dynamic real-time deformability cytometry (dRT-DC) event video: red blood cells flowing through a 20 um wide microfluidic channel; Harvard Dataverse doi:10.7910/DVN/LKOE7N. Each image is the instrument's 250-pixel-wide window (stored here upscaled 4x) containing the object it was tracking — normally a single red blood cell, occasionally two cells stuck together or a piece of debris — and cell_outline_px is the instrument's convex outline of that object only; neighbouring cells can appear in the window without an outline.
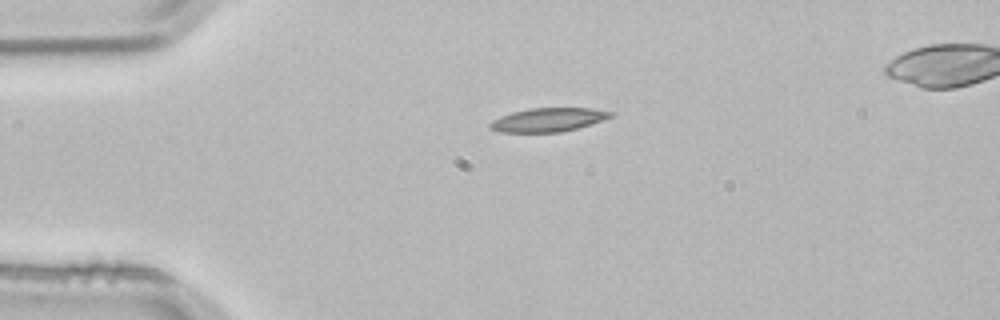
{"species": "common noctule bat (a hibernating species)", "species_latin": "Nyctalus noctula", "temperature_condition": "room temperature", "stored_images_in_passage": 2, "camera_frame_rate_fps": 3000, "um_per_image_px": 0.085, "animal": {"sex": "male", "body_mass_g": 21.5, "forearm_length_mm": 52.0}, "frame": {"image": 1, "passage_image": 1, "time_ms": 0.0, "image_size_px": [1000, 320], "cell_outline_px": [[616, 112], [612, 116], [604, 120], [592, 124], [560, 132], [500, 132], [488, 128], [488, 124], [492, 120], [500, 116], [512, 112], [528, 108], [592, 108]], "centroid_in_image_um": [46.6, 10.17], "position_along_channel_um": 38.4, "area_um2": 16.82}}